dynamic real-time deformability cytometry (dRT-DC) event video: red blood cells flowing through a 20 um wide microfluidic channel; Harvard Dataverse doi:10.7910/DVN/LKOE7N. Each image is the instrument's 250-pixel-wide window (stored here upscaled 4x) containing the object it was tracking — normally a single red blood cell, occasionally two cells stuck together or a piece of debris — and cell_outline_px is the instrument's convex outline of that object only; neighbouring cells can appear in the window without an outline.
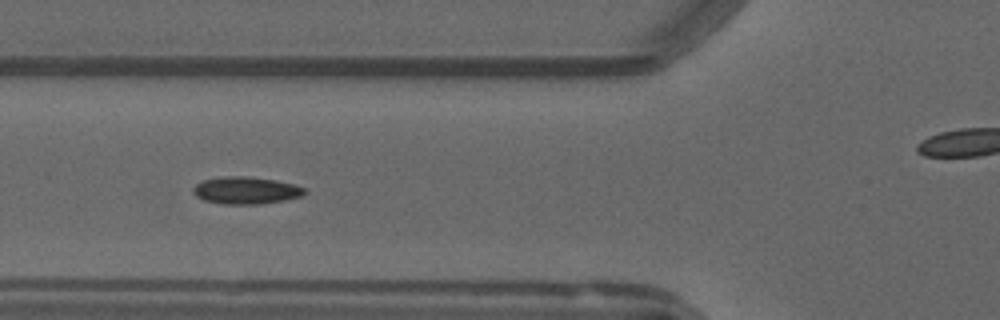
{"species": "common noctule bat (a hibernating species)", "species_latin": "Nyctalus noctula", "temperature_condition": "warm", "stored_images_in_passage": 55, "camera_frame_rate_fps": 3000, "um_per_image_px": 0.085, "animal": {"sex": "male", "forearm_length_mm": 52.5}, "frame": {"image": 1, "passage_image": 20, "time_ms": 6.333, "image_size_px": [1000, 320], "cell_outline_px": [[308, 192], [304, 196], [284, 200], [260, 204], [224, 204], [204, 200], [196, 196], [192, 192], [192, 188], [196, 184], [204, 180], [220, 176], [248, 176], [276, 180], [296, 184], [304, 188]], "centroid_in_image_um": [20.93, 16.18], "position_along_channel_um": 104.9, "area_um2": 17.92}}
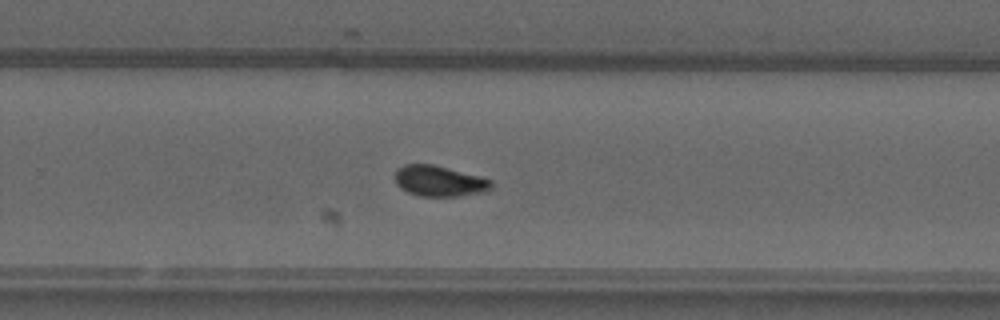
{"frame": {"image": 2, "passage_image": 35, "time_ms": 11.333, "image_size_px": [1000, 320], "cell_outline_px": [[492, 188], [484, 192], [456, 196], [420, 196], [408, 192], [400, 188], [396, 184], [396, 168], [404, 164], [432, 164], [480, 176], [492, 180]], "centroid_in_image_um": [37.33, 15.38], "position_along_channel_um": 292.5, "area_um2": 17.22}}
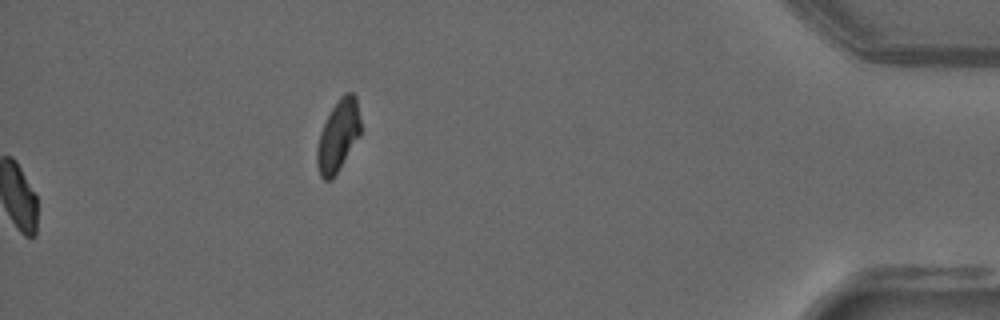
{"frame": {"image": 3, "passage_image": 55, "time_ms": 18.0, "image_size_px": [1000, 320], "cell_outline_px": [[360, 136], [340, 168], [332, 180], [324, 180], [320, 176], [316, 164], [316, 148], [320, 132], [332, 108], [340, 96], [344, 92], [352, 92], [356, 96], [360, 120]], "centroid_in_image_um": [28.73, 11.55], "position_along_channel_um": 406.5, "area_um2": 18.26}, "authors_computed_cell_mechanics": {"area_um2": 16.8198, "velocity_mm_per_s": 3.7638, "shape_relaxation_time_tau1_ms": 6.1938, "shape_relaxation_time_tau2_ms": 1.6949, "deformation_change_tau1": 0.1543, "deformation_change_tau2": 0.0421}}